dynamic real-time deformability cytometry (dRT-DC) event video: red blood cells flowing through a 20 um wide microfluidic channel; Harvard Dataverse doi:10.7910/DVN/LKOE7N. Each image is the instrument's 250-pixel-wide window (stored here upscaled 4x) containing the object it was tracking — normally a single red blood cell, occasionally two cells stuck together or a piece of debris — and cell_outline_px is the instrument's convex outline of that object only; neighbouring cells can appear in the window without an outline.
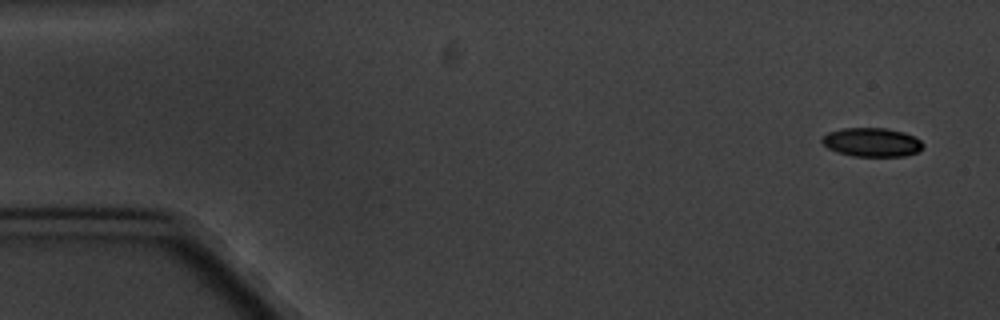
{"species": "common noctule bat (a hibernating species)", "species_latin": "Nyctalus noctula", "temperature_condition": "cold", "stored_images_in_passage": 4, "camera_frame_rate_fps": 3000, "um_per_image_px": 0.085, "animal": {"sex": "male", "body_mass_g": 20.1, "forearm_length_mm": 53.5}, "frame": {"image": 1, "passage_image": 1, "time_ms": 0.0, "image_size_px": [1000, 320], "cell_outline_px": [[924, 144], [916, 152], [904, 156], [852, 156], [836, 152], [828, 148], [820, 140], [820, 136], [828, 132], [844, 128], [888, 128], [904, 132], [920, 140]], "centroid_in_image_um": [74.05, 12.08], "position_along_channel_um": 10.9, "area_um2": 16.99}}
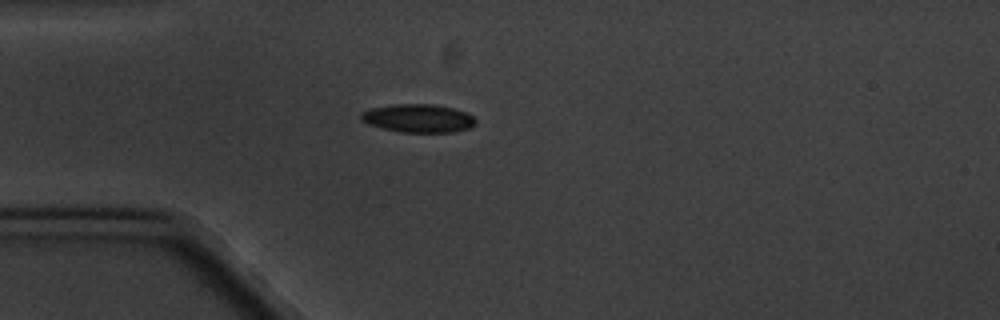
{"frame": {"image": 2, "passage_image": 4, "time_ms": 4.333, "image_size_px": [1000, 320], "cell_outline_px": [[476, 124], [468, 128], [452, 132], [400, 132], [380, 128], [368, 124], [360, 120], [360, 112], [372, 108], [396, 104], [432, 104], [452, 108], [468, 112], [476, 120]], "centroid_in_image_um": [35.53, 10.05], "position_along_channel_um": 49.5, "area_um2": 18.96}}